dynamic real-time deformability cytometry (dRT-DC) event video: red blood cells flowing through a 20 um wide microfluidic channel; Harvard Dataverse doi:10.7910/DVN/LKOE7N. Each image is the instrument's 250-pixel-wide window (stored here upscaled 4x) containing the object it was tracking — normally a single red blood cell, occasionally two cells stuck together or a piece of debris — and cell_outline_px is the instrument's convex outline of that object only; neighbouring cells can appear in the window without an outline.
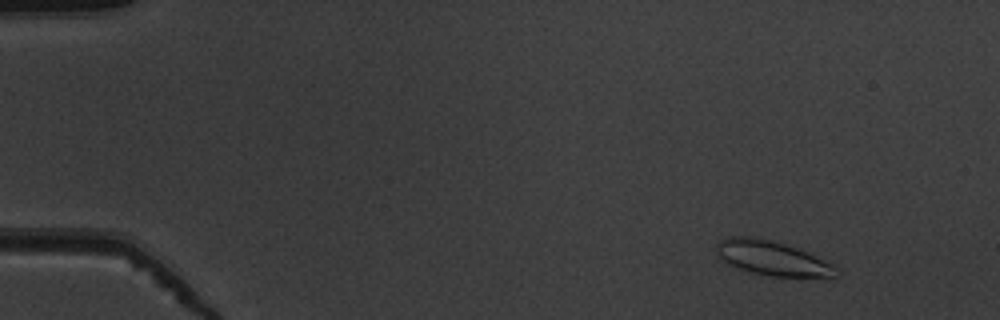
{"species": "common noctule bat (a hibernating species)", "species_latin": "Nyctalus noctula", "temperature_condition": "warm", "stored_images_in_passage": 53, "camera_frame_rate_fps": 3000, "um_per_image_px": 0.085, "animal": {"sex": "male", "body_mass_g": 19.5, "forearm_length_mm": 54.6}, "frame": {"image": 1, "passage_image": 6, "time_ms": 1.667, "image_size_px": [1000, 320], "cell_outline_px": [[840, 272], [836, 280], [772, 276], [732, 268], [720, 260], [716, 256], [716, 244], [720, 240], [728, 236], [748, 236], [768, 240], [784, 244], [796, 248], [832, 264], [840, 268]], "centroid_in_image_um": [65.68, 22.01], "position_along_channel_um": 19.3, "area_um2": 24.97}}
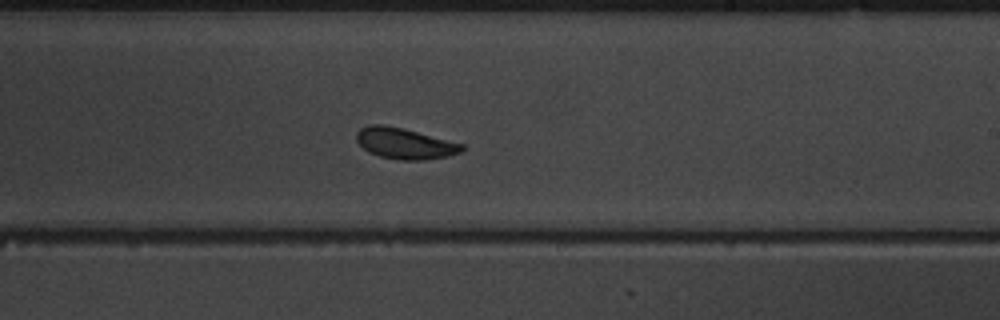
{"frame": {"image": 2, "passage_image": 33, "time_ms": 10.667, "image_size_px": [1000, 320], "cell_outline_px": [[464, 148], [460, 152], [448, 156], [424, 160], [396, 160], [380, 156], [368, 152], [356, 140], [356, 132], [360, 128], [368, 124], [384, 124], [404, 128], [464, 144]], "centroid_in_image_um": [34.38, 12.18], "position_along_channel_um": 254.6, "area_um2": 19.19}}
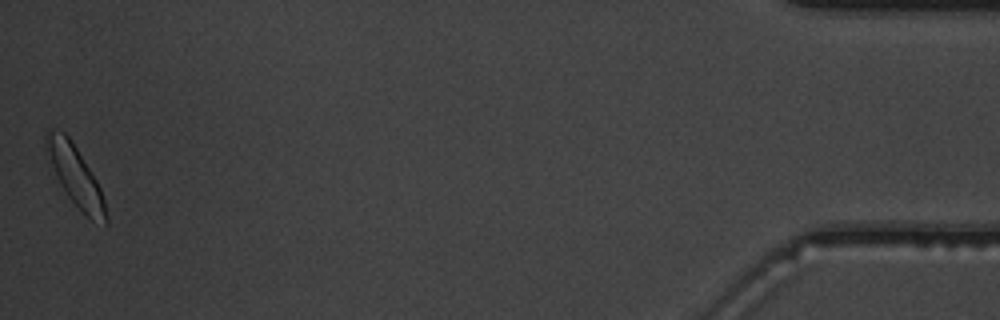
{"frame": {"image": 3, "passage_image": 53, "time_ms": 17.333, "image_size_px": [1000, 320], "cell_outline_px": [[108, 224], [92, 220], [68, 196], [60, 184], [56, 176], [44, 148], [44, 132], [48, 128], [52, 128], [64, 132], [68, 136], [76, 148], [96, 180], [100, 188], [104, 200], [108, 216]], "centroid_in_image_um": [6.36, 14.88], "position_along_channel_um": 428.8, "area_um2": 20.52}, "authors_computed_cell_mechanics": {"area_um2": 19.7676, "velocity_mm_per_s": 3.8805, "shape_relaxation_time_tau1_ms": null, "shape_relaxation_time_tau2_ms": 1.5277, "deformation_change_tau1": null, "deformation_change_tau2": 0.0865}}